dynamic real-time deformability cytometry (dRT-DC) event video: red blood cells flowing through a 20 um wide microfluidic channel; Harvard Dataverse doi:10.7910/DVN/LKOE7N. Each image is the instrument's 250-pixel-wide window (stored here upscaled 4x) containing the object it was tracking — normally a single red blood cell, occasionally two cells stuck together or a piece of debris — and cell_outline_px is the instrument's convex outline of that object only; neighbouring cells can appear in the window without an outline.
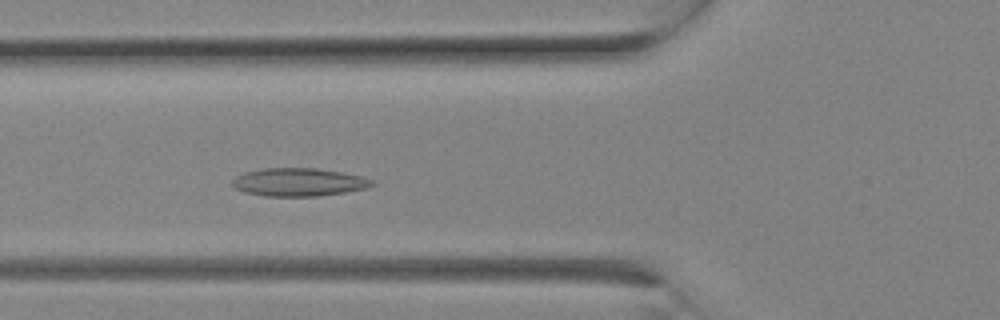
{"species": "Egyptian fruit bat (a non-hibernating species)", "species_latin": "Rousettus aegyptiacus", "temperature_condition": "room temperature", "stored_images_in_passage": 12, "camera_frame_rate_fps": 3000, "um_per_image_px": 0.085, "animal": {"sex": "female"}, "frame": {"image": 1, "passage_image": 9, "time_ms": 2.667, "image_size_px": [1000, 320], "cell_outline_px": [[376, 184], [368, 188], [320, 196], [264, 196], [244, 192], [236, 188], [232, 184], [232, 180], [236, 176], [244, 172], [264, 168], [316, 168], [340, 172], [360, 176], [372, 180]], "centroid_in_image_um": [25.38, 15.48], "position_along_channel_um": 100.4, "area_um2": 22.83}}
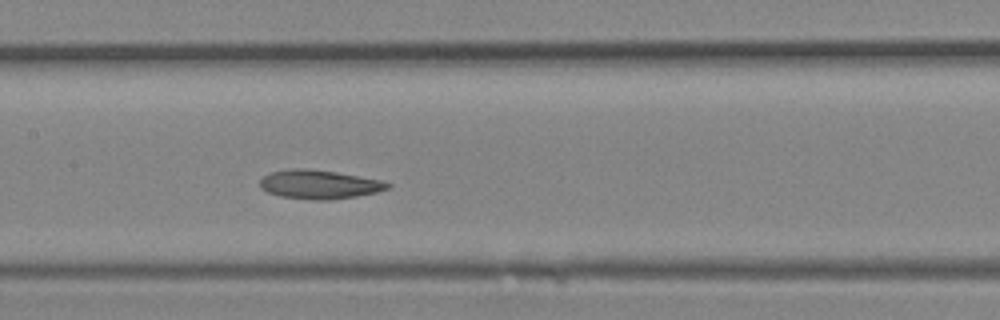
{"frame": {"image": 2, "passage_image": 12, "time_ms": 3.667, "image_size_px": [1000, 320], "cell_outline_px": [[392, 184], [388, 188], [376, 192], [356, 196], [328, 200], [308, 200], [280, 196], [268, 192], [260, 188], [260, 180], [264, 176], [272, 172], [292, 168], [308, 168], [336, 172], [384, 180]], "centroid_in_image_um": [27.14, 15.67], "position_along_channel_um": 180.3, "area_um2": 21.56}}